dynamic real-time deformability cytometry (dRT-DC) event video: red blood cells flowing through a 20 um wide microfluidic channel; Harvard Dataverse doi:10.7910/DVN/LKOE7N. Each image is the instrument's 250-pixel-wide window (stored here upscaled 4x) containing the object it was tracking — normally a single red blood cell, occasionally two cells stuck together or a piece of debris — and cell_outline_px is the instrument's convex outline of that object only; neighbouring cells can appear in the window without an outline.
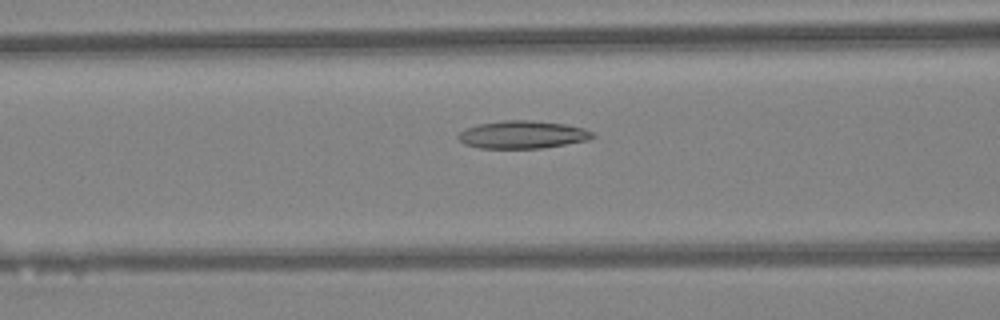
{"species": "Egyptian fruit bat (a non-hibernating species)", "species_latin": "Rousettus aegyptiacus", "temperature_condition": "warm", "stored_images_in_passage": 40, "camera_frame_rate_fps": 3000, "um_per_image_px": 0.085, "animal": {"sex": "female"}, "frame": {"image": 1, "passage_image": 13, "time_ms": 4.0, "image_size_px": [1000, 320], "cell_outline_px": [[596, 136], [588, 140], [540, 148], [480, 148], [464, 144], [456, 136], [464, 128], [480, 124], [504, 120], [528, 120], [564, 124], [584, 128], [592, 132]], "centroid_in_image_um": [44.39, 11.44], "position_along_channel_um": 122.2, "area_um2": 21.56}}
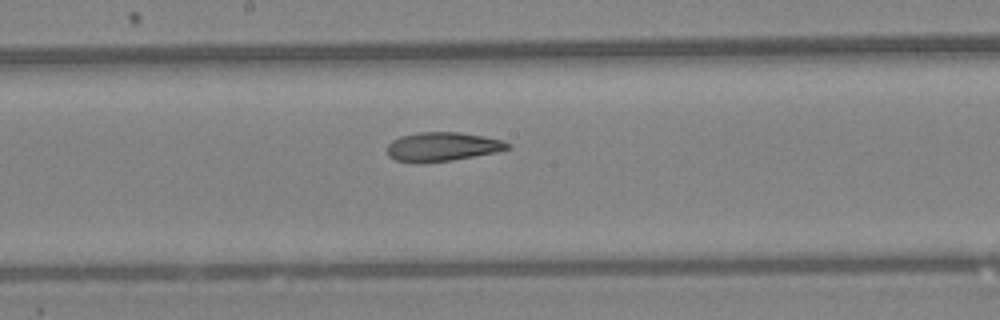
{"frame": {"image": 2, "passage_image": 19, "time_ms": 6.0, "image_size_px": [1000, 320], "cell_outline_px": [[512, 148], [496, 152], [452, 160], [396, 160], [388, 156], [388, 144], [392, 140], [400, 136], [420, 132], [456, 132], [504, 140], [512, 144]], "centroid_in_image_um": [37.67, 12.43], "position_along_channel_um": 210.5, "area_um2": 19.65}}
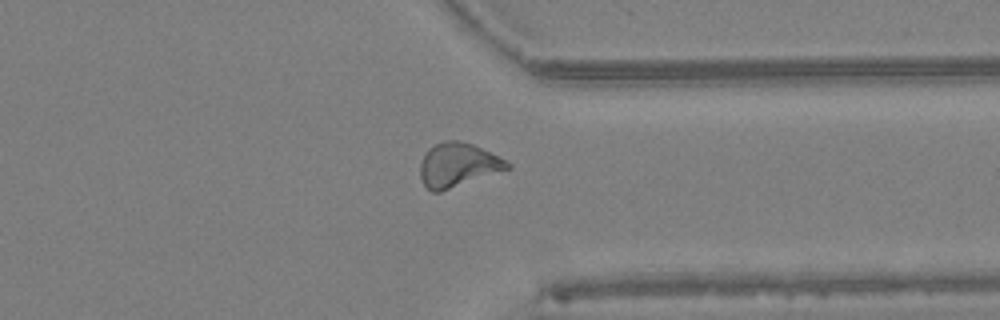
{"frame": {"image": 3, "passage_image": 30, "time_ms": 9.667, "image_size_px": [1000, 320], "cell_outline_px": [[512, 168], [440, 192], [432, 192], [424, 184], [420, 176], [420, 164], [428, 148], [444, 140], [460, 140], [472, 144], [508, 160], [512, 164]], "centroid_in_image_um": [38.95, 14.02], "position_along_channel_um": 372.4, "area_um2": 22.43}, "authors_computed_cell_mechanics": {"area_um2": 21.5594, "velocity_mm_per_s": 4.4325, "shape_relaxation_time_tau1_ms": null, "shape_relaxation_time_tau2_ms": 3.9744, "deformation_change_tau1": null, "deformation_change_tau2": 0.1271}}